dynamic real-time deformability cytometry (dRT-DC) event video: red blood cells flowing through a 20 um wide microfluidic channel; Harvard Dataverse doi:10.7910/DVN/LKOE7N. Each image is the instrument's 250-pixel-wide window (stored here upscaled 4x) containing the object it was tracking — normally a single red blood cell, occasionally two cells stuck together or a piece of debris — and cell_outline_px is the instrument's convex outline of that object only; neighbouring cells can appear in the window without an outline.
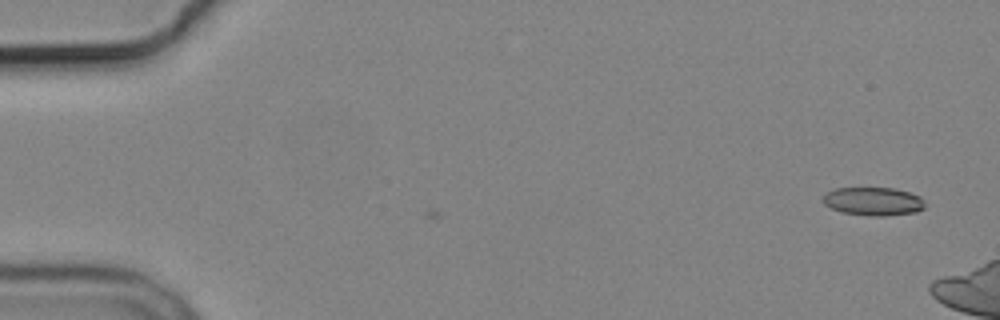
{"species": "common noctule bat (a hibernating species)", "species_latin": "Nyctalus noctula", "temperature_condition": "cold", "stored_images_in_passage": 2, "camera_frame_rate_fps": 3000, "um_per_image_px": 0.085, "animal": {"sex": "male", "body_mass_g": 19.2, "forearm_length_mm": 51.8}, "frame": {"image": 1, "passage_image": 1, "time_ms": 0.0, "image_size_px": [1000, 320], "cell_outline_px": [[924, 208], [916, 212], [884, 216], [868, 216], [840, 212], [824, 204], [820, 200], [824, 192], [836, 188], [896, 188], [920, 196], [924, 200]], "centroid_in_image_um": [74.18, 17.11], "position_along_channel_um": 10.8, "area_um2": 17.11}}